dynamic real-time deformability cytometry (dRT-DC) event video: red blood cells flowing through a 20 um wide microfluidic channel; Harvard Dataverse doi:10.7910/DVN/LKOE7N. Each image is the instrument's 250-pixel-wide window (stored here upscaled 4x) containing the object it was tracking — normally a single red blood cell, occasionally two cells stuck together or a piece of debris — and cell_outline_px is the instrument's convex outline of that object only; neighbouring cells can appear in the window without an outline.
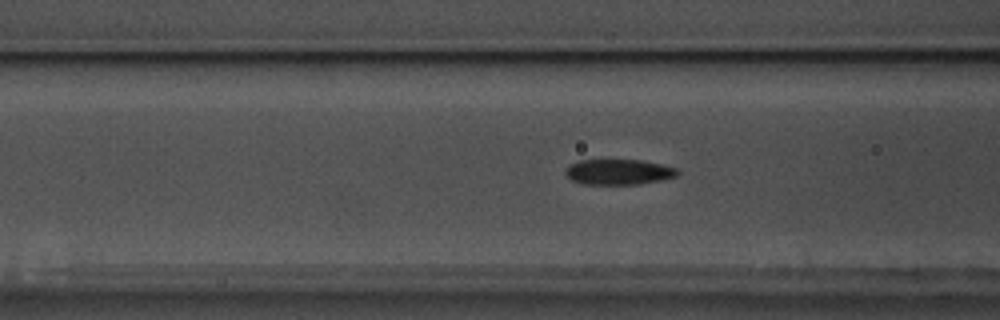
{"species": "common noctule bat (a hibernating species)", "species_latin": "Nyctalus noctula", "temperature_condition": "warm", "stored_images_in_passage": 40, "camera_frame_rate_fps": 3000, "um_per_image_px": 0.085, "animal": {"sex": "male", "body_mass_g": 17.5, "forearm_length_mm": 52.3}, "frame": {"image": 1, "passage_image": 6, "time_ms": 1.667, "image_size_px": [1000, 320], "cell_outline_px": [[680, 172], [676, 176], [660, 180], [640, 184], [584, 184], [572, 180], [564, 172], [564, 168], [568, 164], [580, 160], [640, 160], [660, 164], [676, 168]], "centroid_in_image_um": [52.54, 14.61], "position_along_channel_um": 114.1, "area_um2": 16.59}}
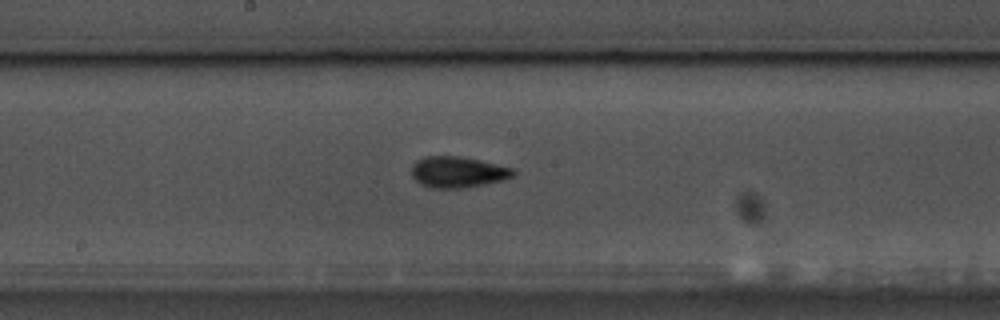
{"frame": {"image": 2, "passage_image": 14, "time_ms": 4.333, "image_size_px": [1000, 320], "cell_outline_px": [[516, 172], [512, 176], [504, 180], [460, 188], [432, 188], [420, 184], [412, 176], [412, 164], [416, 160], [424, 156], [460, 156], [480, 160], [512, 168]], "centroid_in_image_um": [38.88, 14.61], "position_along_channel_um": 209.3, "area_um2": 18.32}}
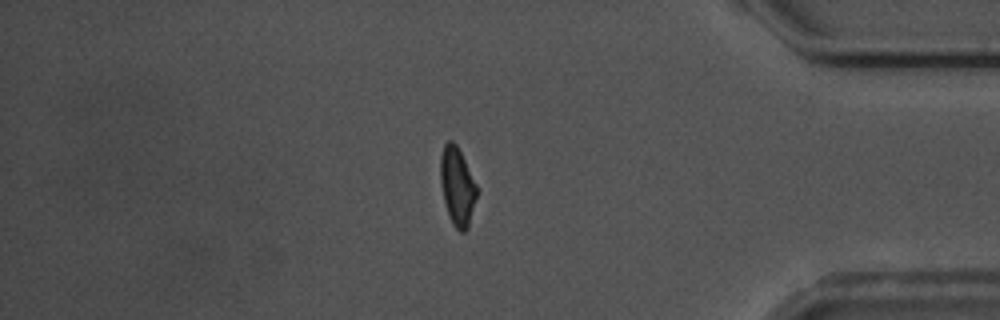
{"frame": {"image": 3, "passage_image": 32, "time_ms": 10.333, "image_size_px": [1000, 320], "cell_outline_px": [[476, 196], [468, 228], [464, 232], [460, 232], [452, 224], [448, 216], [444, 200], [440, 180], [440, 156], [444, 144], [448, 140], [452, 140], [456, 144], [476, 184]], "centroid_in_image_um": [38.84, 15.84], "position_along_channel_um": 396.4, "area_um2": 16.36}}